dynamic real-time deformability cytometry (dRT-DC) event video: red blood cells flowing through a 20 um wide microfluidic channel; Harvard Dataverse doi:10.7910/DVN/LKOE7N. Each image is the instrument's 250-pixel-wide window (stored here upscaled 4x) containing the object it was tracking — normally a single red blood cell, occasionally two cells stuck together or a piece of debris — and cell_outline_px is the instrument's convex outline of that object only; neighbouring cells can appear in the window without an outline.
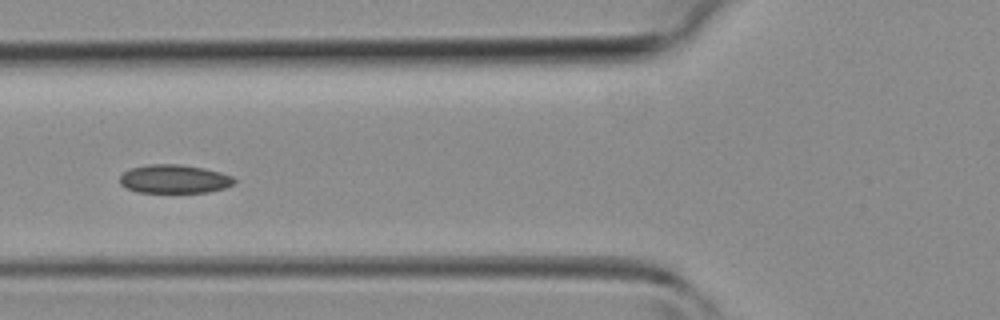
{"species": "common noctule bat (a hibernating species)", "species_latin": "Nyctalus noctula", "temperature_condition": "room temperature", "stored_images_in_passage": 14, "camera_frame_rate_fps": 3000, "um_per_image_px": 0.085, "animal": {"sex": "female", "body_mass_g": 19.3, "forearm_length_mm": 54.1}, "frame": {"image": 1, "passage_image": 12, "time_ms": 3.667, "image_size_px": [1000, 320], "cell_outline_px": [[236, 180], [232, 184], [224, 188], [208, 192], [136, 192], [120, 184], [120, 176], [124, 172], [132, 168], [148, 164], [180, 164], [204, 168], [220, 172], [232, 176]], "centroid_in_image_um": [14.81, 15.21], "position_along_channel_um": 111.0, "area_um2": 18.96}}